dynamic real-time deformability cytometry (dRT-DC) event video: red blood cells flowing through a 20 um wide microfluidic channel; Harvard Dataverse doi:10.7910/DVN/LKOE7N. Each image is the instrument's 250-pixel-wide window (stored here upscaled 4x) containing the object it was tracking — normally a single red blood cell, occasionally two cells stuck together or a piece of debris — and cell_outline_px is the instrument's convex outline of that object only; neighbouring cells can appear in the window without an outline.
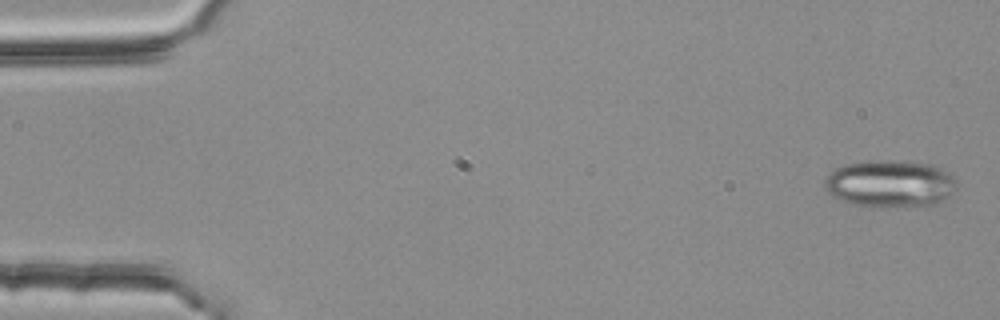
{"species": "common noctule bat (a hibernating species)", "species_latin": "Nyctalus noctula", "temperature_condition": "room temperature", "stored_images_in_passage": 3, "camera_frame_rate_fps": 3000, "um_per_image_px": 0.085, "animal": {"sex": "female", "body_mass_g": 25.1}, "frame": {"image": 1, "passage_image": 1, "time_ms": 0.0, "image_size_px": [1000, 320], "cell_outline_px": [[956, 188], [948, 196], [936, 204], [884, 208], [852, 204], [840, 200], [828, 192], [824, 188], [824, 180], [836, 168], [844, 164], [868, 160], [888, 160], [928, 164], [940, 168], [948, 172], [956, 180]], "centroid_in_image_um": [75.63, 15.62], "position_along_channel_um": 9.4, "area_um2": 36.36}}